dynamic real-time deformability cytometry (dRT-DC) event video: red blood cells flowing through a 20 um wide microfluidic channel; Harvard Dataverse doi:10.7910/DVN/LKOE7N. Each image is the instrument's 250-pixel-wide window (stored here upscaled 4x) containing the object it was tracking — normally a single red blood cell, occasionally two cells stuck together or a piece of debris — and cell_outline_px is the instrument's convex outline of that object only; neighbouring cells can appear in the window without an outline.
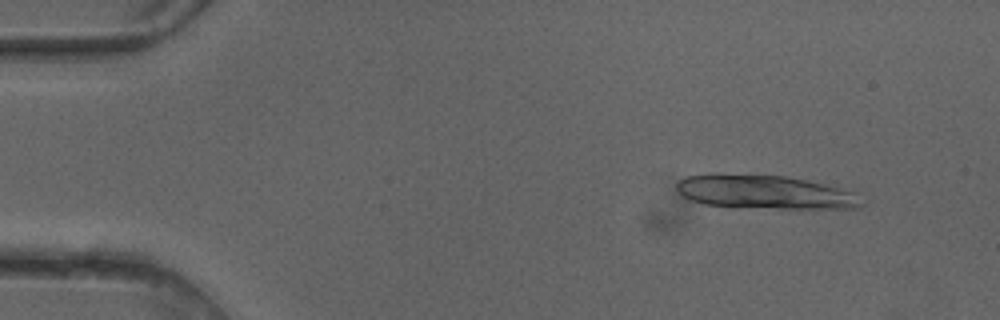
{"species": "common noctule bat (a hibernating species)", "species_latin": "Nyctalus noctula", "temperature_condition": "cold", "stored_images_in_passage": 49, "segment_of_instrument_passage": [1, 2], "camera_frame_rate_fps": 3000, "um_per_image_px": 0.085, "animal": {"sex": "female"}, "frame": {"image": 1, "passage_image": 4, "time_ms": 1.0, "image_size_px": [1000, 320], "cell_outline_px": [[864, 204], [860, 208], [780, 208], [704, 204], [692, 200], [684, 196], [676, 188], [676, 184], [680, 180], [688, 176], [712, 172], [784, 176], [824, 184], [856, 192]], "centroid_in_image_um": [65.02, 16.3], "position_along_channel_um": 20.0, "area_um2": 36.18}}